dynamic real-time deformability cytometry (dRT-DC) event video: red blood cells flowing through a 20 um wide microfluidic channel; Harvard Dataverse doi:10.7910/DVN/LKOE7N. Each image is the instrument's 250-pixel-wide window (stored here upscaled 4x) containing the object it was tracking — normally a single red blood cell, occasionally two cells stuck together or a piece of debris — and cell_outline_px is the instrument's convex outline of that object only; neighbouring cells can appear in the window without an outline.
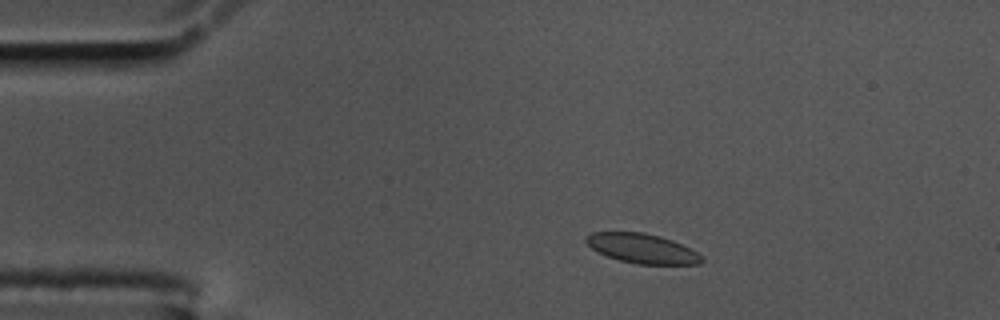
{"species": "common noctule bat (a hibernating species)", "species_latin": "Nyctalus noctula", "temperature_condition": "cold", "stored_images_in_passage": 49, "camera_frame_rate_fps": 3000, "um_per_image_px": 0.085, "animal": {"sex": "male", "body_mass_g": 17.5, "forearm_length_mm": 52.3}, "frame": {"image": 1, "passage_image": 1, "time_ms": 0.0, "image_size_px": [1000, 320], "cell_outline_px": [[704, 260], [700, 264], [636, 264], [620, 260], [596, 252], [584, 240], [584, 236], [592, 232], [644, 232], [660, 236], [672, 240], [704, 256]], "centroid_in_image_um": [54.56, 21.11], "position_along_channel_um": 30.4, "area_um2": 19.94}}
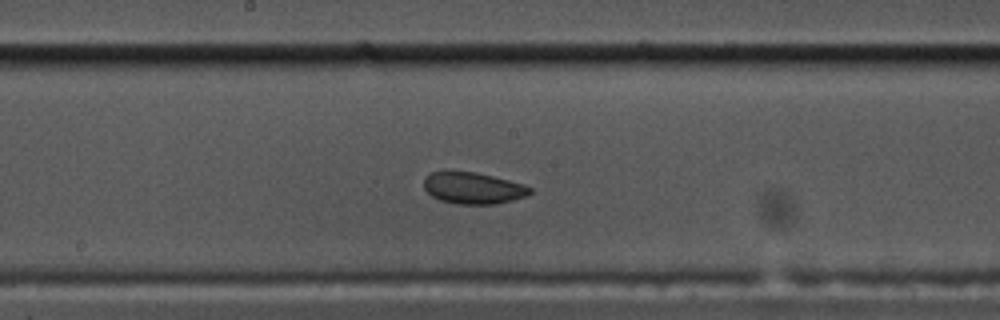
{"frame": {"image": 2, "passage_image": 21, "time_ms": 6.667, "image_size_px": [1000, 320], "cell_outline_px": [[532, 192], [528, 196], [496, 204], [460, 204], [440, 200], [432, 196], [424, 188], [424, 180], [432, 172], [444, 168], [476, 172], [524, 184], [532, 188]], "centroid_in_image_um": [40.2, 15.95], "position_along_channel_um": 208.0, "area_um2": 19.94}}
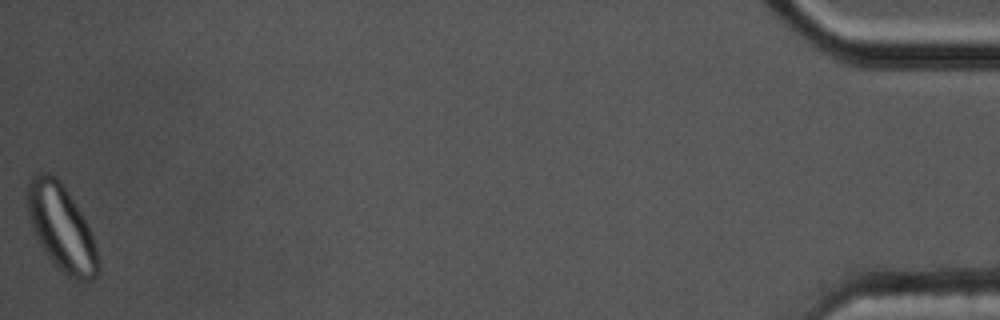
{"frame": {"image": 3, "passage_image": 49, "time_ms": 16.0, "image_size_px": [1000, 320], "cell_outline_px": [[100, 264], [96, 276], [92, 280], [80, 280], [68, 276], [52, 260], [36, 236], [32, 228], [28, 212], [28, 184], [32, 176], [36, 172], [52, 172], [60, 180], [68, 192], [88, 224], [100, 260]], "centroid_in_image_um": [5.24, 19.32], "position_along_channel_um": 430.0, "area_um2": 34.85}, "authors_computed_cell_mechanics": {"area_um2": 20.4612, "velocity_mm_per_s": 3.4126, "shape_relaxation_time_tau1_ms": null, "shape_relaxation_time_tau2_ms": 1.2531, "deformation_change_tau1": null, "deformation_change_tau2": 0.0576}}